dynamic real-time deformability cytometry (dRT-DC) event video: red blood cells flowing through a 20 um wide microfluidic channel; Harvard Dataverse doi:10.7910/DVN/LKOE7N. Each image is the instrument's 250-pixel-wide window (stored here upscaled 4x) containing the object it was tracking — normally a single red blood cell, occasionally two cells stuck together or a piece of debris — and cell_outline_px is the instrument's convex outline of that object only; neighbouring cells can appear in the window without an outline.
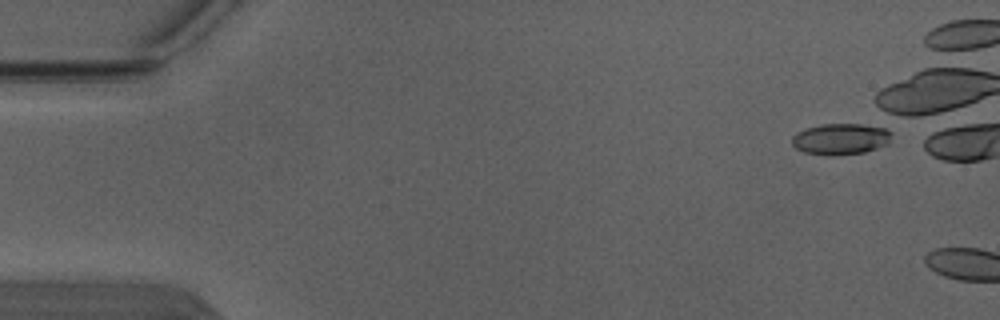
{"species": "Egyptian fruit bat (a non-hibernating species)", "species_latin": "Rousettus aegyptiacus", "temperature_condition": "warm", "stored_images_in_passage": 2, "camera_frame_rate_fps": 3000, "um_per_image_px": 0.085, "animal": {"sex": "male"}, "frame": {"image": 1, "passage_image": 1, "time_ms": 0.0, "image_size_px": [1000, 320], "cell_outline_px": [[892, 132], [888, 144], [864, 152], [832, 156], [828, 156], [804, 152], [796, 148], [792, 144], [792, 136], [808, 128], [820, 124], [884, 124]], "centroid_in_image_um": [71.54, 11.8], "position_along_channel_um": 13.5, "area_um2": 18.44}}